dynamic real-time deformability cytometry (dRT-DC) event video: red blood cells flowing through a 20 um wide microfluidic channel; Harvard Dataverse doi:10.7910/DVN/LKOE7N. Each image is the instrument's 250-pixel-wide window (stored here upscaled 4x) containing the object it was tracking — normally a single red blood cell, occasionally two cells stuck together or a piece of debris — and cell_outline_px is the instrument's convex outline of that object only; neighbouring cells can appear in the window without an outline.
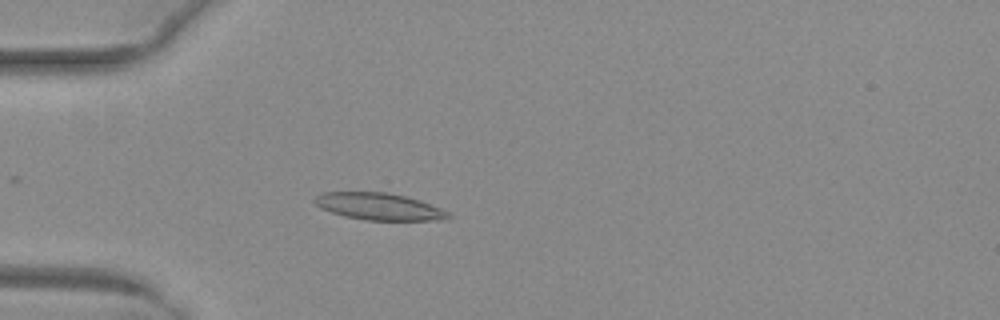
{"species": "common noctule bat (a hibernating species)", "species_latin": "Nyctalus noctula", "temperature_condition": "warm", "stored_images_in_passage": 39, "camera_frame_rate_fps": 3000, "um_per_image_px": 0.085, "animal": {"sex": "female", "body_mass_g": 29.2, "forearm_length_mm": 56.3}, "frame": {"image": 1, "passage_image": 16, "time_ms": 5.0, "image_size_px": [1000, 320], "cell_outline_px": [[452, 216], [448, 220], [364, 220], [344, 216], [320, 208], [312, 200], [316, 196], [324, 192], [388, 192], [408, 196], [420, 200], [440, 208], [448, 212]], "centroid_in_image_um": [32.24, 17.55], "position_along_channel_um": 52.8, "area_um2": 21.15}}
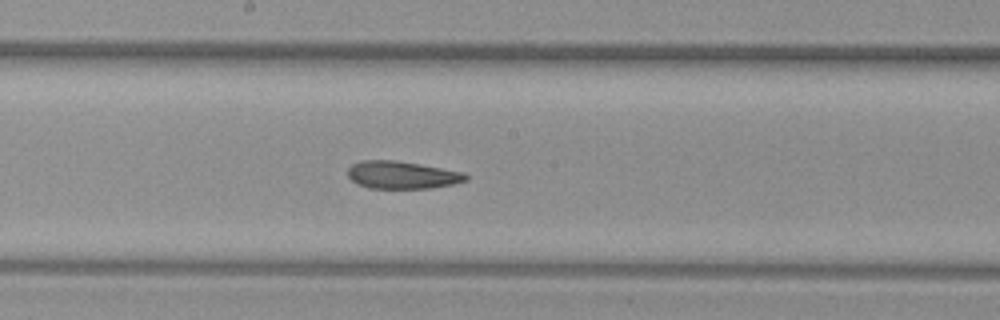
{"frame": {"image": 2, "passage_image": 29, "time_ms": 9.333, "image_size_px": [1000, 320], "cell_outline_px": [[468, 180], [452, 184], [432, 188], [368, 188], [356, 184], [348, 176], [348, 168], [352, 164], [360, 160], [396, 160], [464, 172], [468, 176]], "centroid_in_image_um": [34.15, 14.87], "position_along_channel_um": 214.0, "area_um2": 19.02}}
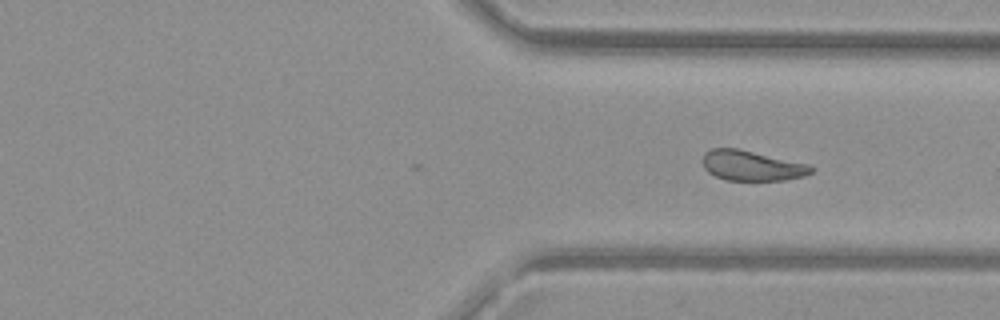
{"frame": {"image": 3, "passage_image": 39, "time_ms": 12.667, "image_size_px": [1000, 320], "cell_outline_px": [[816, 168], [812, 172], [804, 176], [784, 180], [724, 180], [708, 172], [704, 168], [700, 160], [704, 152], [712, 148], [736, 148], [808, 164]], "centroid_in_image_um": [63.86, 14.08], "position_along_channel_um": 347.5, "area_um2": 19.13}}